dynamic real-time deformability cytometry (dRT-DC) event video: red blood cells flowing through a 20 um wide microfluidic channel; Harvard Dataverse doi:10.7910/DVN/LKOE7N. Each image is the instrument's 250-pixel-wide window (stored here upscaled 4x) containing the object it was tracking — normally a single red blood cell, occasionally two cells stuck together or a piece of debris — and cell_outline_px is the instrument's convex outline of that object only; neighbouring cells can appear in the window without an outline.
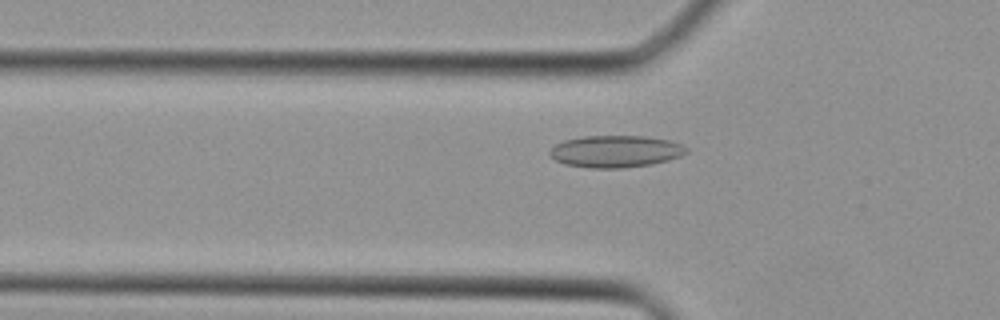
{"species": "Egyptian fruit bat (a non-hibernating species)", "species_latin": "Rousettus aegyptiacus", "temperature_condition": "cold", "stored_images_in_passage": 31, "camera_frame_rate_fps": 3000, "um_per_image_px": 0.085, "animal": {"sex": "female"}, "frame": {"image": 1, "passage_image": 4, "time_ms": 1.0, "image_size_px": [1000, 320], "cell_outline_px": [[688, 152], [680, 156], [668, 160], [652, 164], [624, 168], [588, 168], [564, 164], [556, 160], [548, 152], [556, 144], [564, 140], [584, 136], [644, 136], [668, 140], [680, 144], [688, 148]], "centroid_in_image_um": [52.32, 12.87], "position_along_channel_um": 73.5, "area_um2": 25.43}}
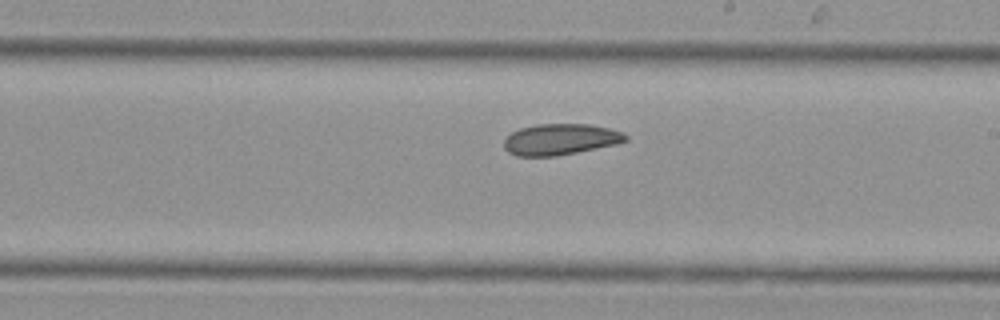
{"frame": {"image": 2, "passage_image": 14, "time_ms": 4.333, "image_size_px": [1000, 320], "cell_outline_px": [[628, 140], [616, 144], [556, 156], [516, 156], [508, 152], [504, 148], [504, 140], [512, 132], [520, 128], [536, 124], [588, 124], [608, 128], [624, 132], [628, 136]], "centroid_in_image_um": [47.63, 11.84], "position_along_channel_um": 241.4, "area_um2": 22.02}}
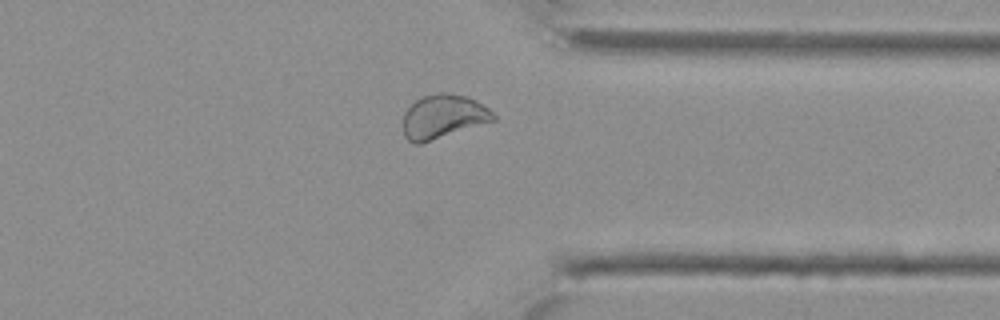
{"frame": {"image": 3, "passage_image": 22, "time_ms": 7.0, "image_size_px": [1000, 320], "cell_outline_px": [[496, 120], [420, 144], [416, 144], [408, 140], [404, 136], [404, 112], [416, 100], [424, 96], [436, 92], [448, 92], [468, 96], [476, 100], [488, 108], [496, 116]], "centroid_in_image_um": [37.68, 9.9], "position_along_channel_um": 373.7, "area_um2": 23.12}}